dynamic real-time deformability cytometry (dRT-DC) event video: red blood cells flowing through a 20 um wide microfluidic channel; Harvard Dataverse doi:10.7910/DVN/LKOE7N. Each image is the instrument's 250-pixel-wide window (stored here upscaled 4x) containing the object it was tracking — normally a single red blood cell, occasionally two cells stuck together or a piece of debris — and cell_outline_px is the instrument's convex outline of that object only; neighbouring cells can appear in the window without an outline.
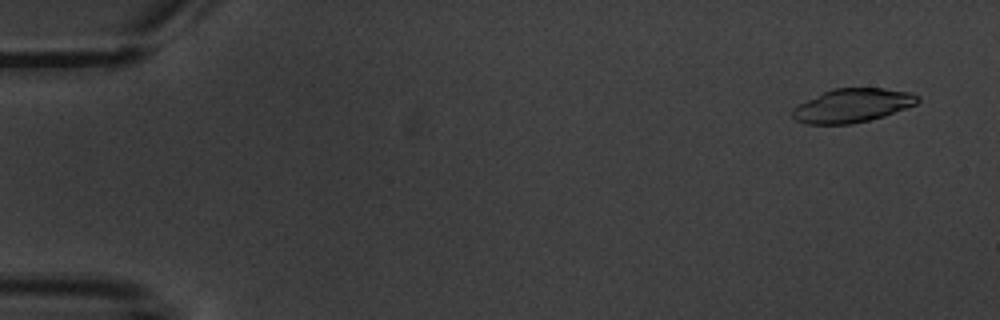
{"species": "common noctule bat (a hibernating species)", "species_latin": "Nyctalus noctula", "temperature_condition": "warm", "stored_images_in_passage": 6, "camera_frame_rate_fps": 3000, "um_per_image_px": 0.085, "animal": {"sex": "male", "body_mass_g": 20.1, "forearm_length_mm": 53.5}, "frame": {"image": 1, "passage_image": 2, "time_ms": 1.0, "image_size_px": [1000, 320], "cell_outline_px": [[920, 100], [916, 104], [884, 116], [852, 124], [804, 124], [796, 120], [792, 116], [792, 108], [832, 88], [884, 88], [912, 92], [920, 96]], "centroid_in_image_um": [72.48, 8.97], "position_along_channel_um": 12.5, "area_um2": 24.57}}